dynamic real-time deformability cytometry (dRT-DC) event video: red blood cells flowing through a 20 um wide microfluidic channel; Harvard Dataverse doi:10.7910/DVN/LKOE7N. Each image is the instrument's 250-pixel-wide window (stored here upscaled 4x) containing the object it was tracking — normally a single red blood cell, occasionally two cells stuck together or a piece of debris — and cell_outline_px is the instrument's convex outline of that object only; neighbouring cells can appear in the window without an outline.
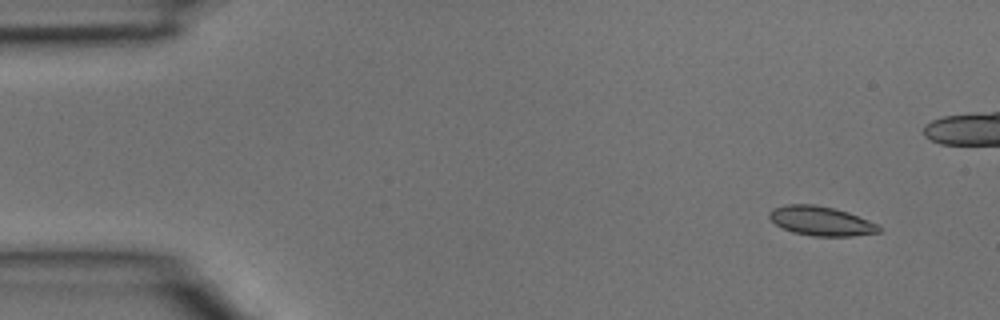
{"species": "common noctule bat (a hibernating species)", "species_latin": "Nyctalus noctula", "temperature_condition": "room temperature", "stored_images_in_passage": 8, "camera_frame_rate_fps": 3000, "um_per_image_px": 0.085, "animal": {"sex": "male", "body_mass_g": 15.6}, "frame": {"image": 1, "passage_image": 1, "time_ms": 0.0, "image_size_px": [1000, 320], "cell_outline_px": [[880, 232], [852, 236], [812, 236], [792, 232], [776, 224], [768, 216], [768, 212], [772, 208], [788, 204], [812, 204], [832, 208], [848, 212], [880, 224]], "centroid_in_image_um": [69.8, 18.78], "position_along_channel_um": 15.2, "area_um2": 18.73}}